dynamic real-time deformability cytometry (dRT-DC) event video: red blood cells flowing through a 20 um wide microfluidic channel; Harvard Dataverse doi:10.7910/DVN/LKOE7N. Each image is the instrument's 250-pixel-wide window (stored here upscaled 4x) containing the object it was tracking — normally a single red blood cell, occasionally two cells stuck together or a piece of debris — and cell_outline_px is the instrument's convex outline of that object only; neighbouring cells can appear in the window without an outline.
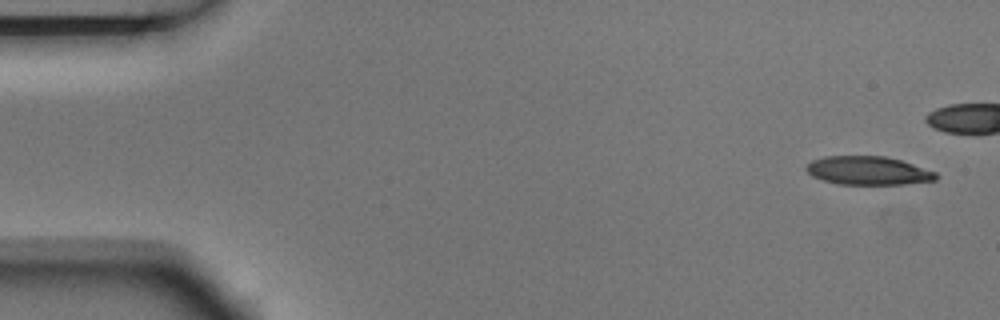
{"species": "Egyptian fruit bat (a non-hibernating species)", "species_latin": "Rousettus aegyptiacus", "temperature_condition": "room temperature", "stored_images_in_passage": 5, "segment_of_instrument_passage": [2, 2], "camera_frame_rate_fps": 3000, "um_per_image_px": 0.085, "animal": {"sex": "male"}, "frame": {"image": 1, "passage_image": 5, "time_ms": 1.333, "image_size_px": [1000, 320], "cell_outline_px": [[936, 180], [904, 184], [840, 184], [824, 180], [812, 176], [804, 168], [812, 160], [824, 156], [884, 156], [900, 160], [936, 172]], "centroid_in_image_um": [73.76, 14.5], "position_along_channel_um": 11.2, "area_um2": 21.33}}